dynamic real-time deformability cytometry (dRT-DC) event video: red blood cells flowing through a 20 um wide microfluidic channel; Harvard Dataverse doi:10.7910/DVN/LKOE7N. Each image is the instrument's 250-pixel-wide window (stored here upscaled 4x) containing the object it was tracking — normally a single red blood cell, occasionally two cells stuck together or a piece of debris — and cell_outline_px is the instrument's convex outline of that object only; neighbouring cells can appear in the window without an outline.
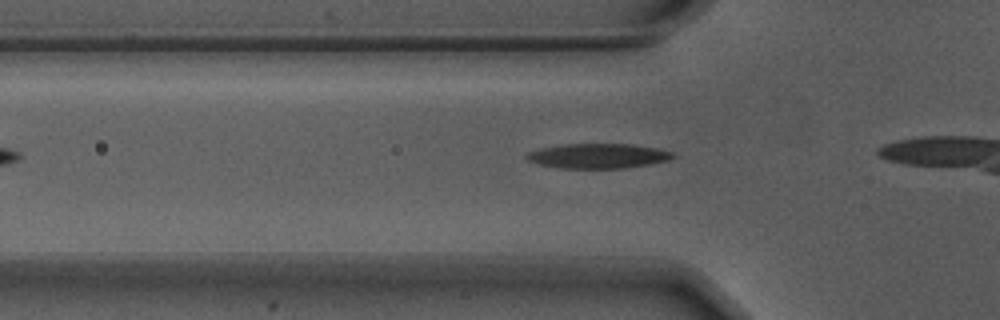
{"species": "Egyptian fruit bat (a non-hibernating species)", "species_latin": "Rousettus aegyptiacus", "temperature_condition": "warm", "stored_images_in_passage": 10, "camera_frame_rate_fps": 3000, "um_per_image_px": 0.085, "animal": {"sex": "male"}, "frame": {"image": 1, "passage_image": 4, "time_ms": 1.0, "image_size_px": [1000, 320], "cell_outline_px": [[676, 156], [668, 160], [648, 164], [624, 168], [560, 168], [540, 164], [528, 160], [524, 156], [528, 152], [540, 148], [564, 144], [628, 144], [656, 148], [672, 152]], "centroid_in_image_um": [50.81, 13.25], "position_along_channel_um": 75.0, "area_um2": 20.92}}